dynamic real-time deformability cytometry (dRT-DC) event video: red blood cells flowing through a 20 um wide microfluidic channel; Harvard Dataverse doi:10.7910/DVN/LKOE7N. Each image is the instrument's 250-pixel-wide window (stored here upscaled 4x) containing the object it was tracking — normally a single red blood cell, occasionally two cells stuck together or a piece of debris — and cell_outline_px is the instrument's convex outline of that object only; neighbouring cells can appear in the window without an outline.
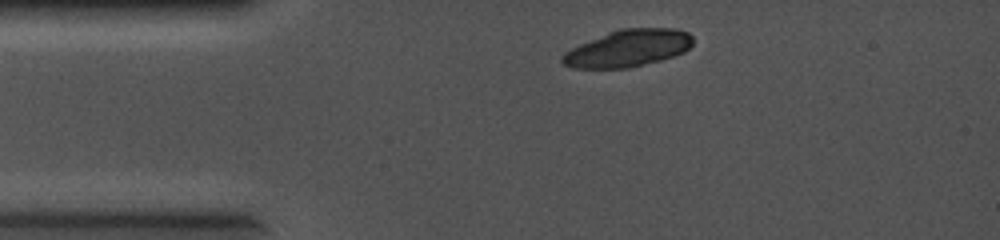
{"species": "common noctule bat (a hibernating species)", "species_latin": "Nyctalus noctula", "temperature_condition": "cold", "stored_images_in_passage": 1, "camera_frame_rate_fps": 5000, "um_per_image_px": 0.085, "animal": {"sex": "female", "body_mass_g": 19.0, "forearm_length_mm": 56.7}, "frame": {"image": 1, "passage_image": 1, "time_ms": 0.0, "image_size_px": [1000, 240], "cell_outline_px": [[692, 44], [684, 52], [660, 60], [628, 68], [572, 68], [564, 64], [560, 60], [560, 56], [564, 52], [580, 44], [608, 32], [620, 28], [676, 28], [688, 32], [692, 36]], "centroid_in_image_um": [53.37, 4.1], "position_along_channel_um": 31.6, "area_um2": 28.09}}